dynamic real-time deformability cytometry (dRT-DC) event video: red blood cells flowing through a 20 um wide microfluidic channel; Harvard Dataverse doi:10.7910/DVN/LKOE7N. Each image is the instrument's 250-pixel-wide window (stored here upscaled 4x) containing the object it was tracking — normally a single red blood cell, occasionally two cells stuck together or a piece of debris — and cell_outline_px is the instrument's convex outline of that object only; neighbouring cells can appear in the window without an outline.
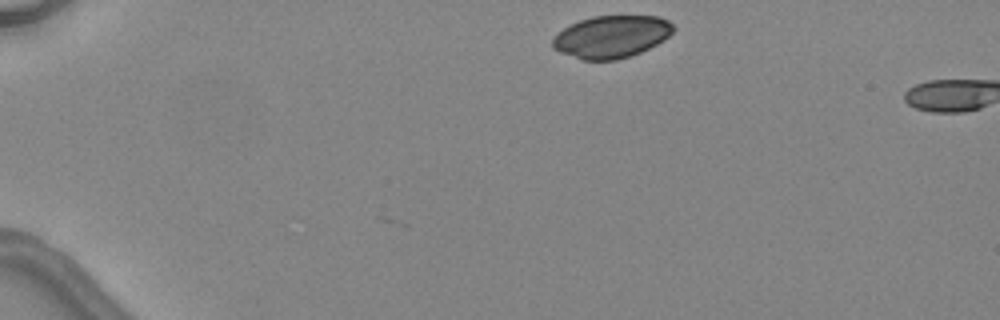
{"species": "common noctule bat (a hibernating species)", "species_latin": "Nyctalus noctula", "temperature_condition": "warm", "stored_images_in_passage": 2, "camera_frame_rate_fps": 3000, "um_per_image_px": 0.085, "animal": {"sex": "female", "body_mass_g": 24.6, "forearm_length_mm": 56.2}, "frame": {"image": 1, "passage_image": 1, "time_ms": 0.0, "image_size_px": [1000, 320], "cell_outline_px": [[676, 28], [664, 40], [632, 56], [616, 60], [580, 60], [560, 52], [552, 48], [552, 40], [564, 28], [580, 20], [592, 16], [660, 16], [668, 20]], "centroid_in_image_um": [51.98, 3.12], "position_along_channel_um": 33.0, "area_um2": 29.77}}